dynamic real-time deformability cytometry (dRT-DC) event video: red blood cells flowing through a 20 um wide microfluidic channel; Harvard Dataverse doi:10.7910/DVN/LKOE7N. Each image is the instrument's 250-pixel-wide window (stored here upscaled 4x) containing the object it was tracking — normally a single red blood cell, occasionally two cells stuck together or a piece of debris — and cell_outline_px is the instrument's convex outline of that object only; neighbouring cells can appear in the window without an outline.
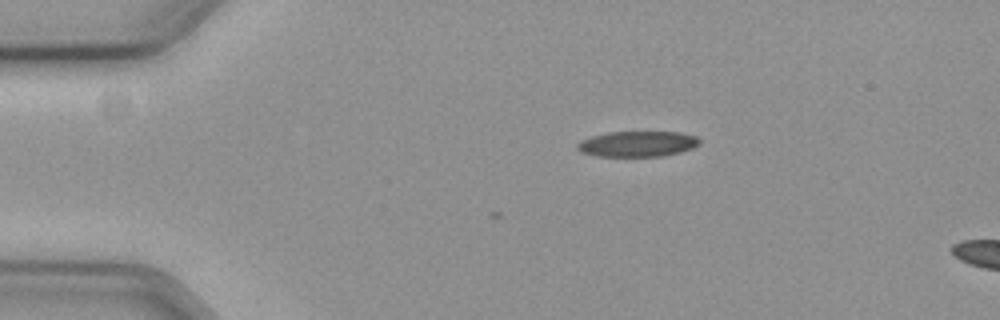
{"species": "common noctule bat (a hibernating species)", "species_latin": "Nyctalus noctula", "temperature_condition": "cold", "stored_images_in_passage": 2, "camera_frame_rate_fps": 3000, "um_per_image_px": 0.085, "animal": {"sex": "female", "body_mass_g": 19.3, "forearm_length_mm": 54.1}, "frame": {"image": 1, "passage_image": 2, "time_ms": 0.333, "image_size_px": [1000, 320], "cell_outline_px": [[700, 144], [692, 148], [680, 152], [664, 156], [596, 156], [580, 152], [576, 148], [576, 144], [580, 140], [592, 136], [608, 132], [680, 132], [696, 136], [700, 140]], "centroid_in_image_um": [54.17, 12.23], "position_along_channel_um": 30.8, "area_um2": 18.32}}